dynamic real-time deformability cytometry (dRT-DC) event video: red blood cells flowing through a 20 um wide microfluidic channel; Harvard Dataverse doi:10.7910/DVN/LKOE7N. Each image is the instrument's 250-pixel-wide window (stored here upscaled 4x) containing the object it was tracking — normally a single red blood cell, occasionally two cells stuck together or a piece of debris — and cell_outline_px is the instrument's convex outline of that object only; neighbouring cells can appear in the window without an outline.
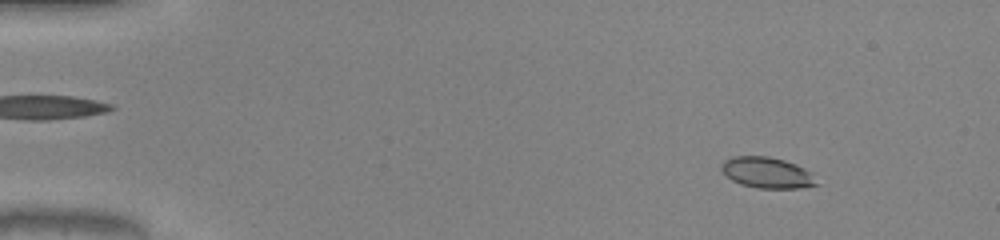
{"species": "common noctule bat (a hibernating species)", "species_latin": "Nyctalus noctula", "temperature_condition": "warm", "stored_images_in_passage": 51, "camera_frame_rate_fps": 3000, "um_per_image_px": 0.085, "animal": {"sex": "male", "body_mass_g": 20.0, "forearm_length_mm": 53.3}, "frame": {"image": 1, "passage_image": 6, "time_ms": 1.667, "image_size_px": [1000, 240], "cell_outline_px": [[820, 184], [800, 188], [756, 188], [740, 184], [732, 180], [720, 168], [720, 164], [724, 160], [732, 156], [768, 156], [784, 160], [796, 164], [812, 172]], "centroid_in_image_um": [65.22, 14.67], "position_along_channel_um": 19.8, "area_um2": 17.34}}
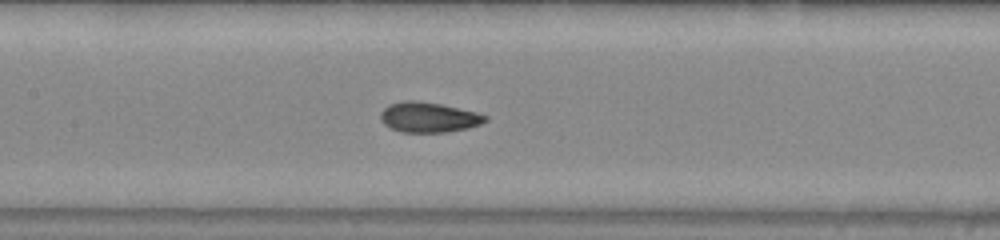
{"frame": {"image": 2, "passage_image": 25, "time_ms": 8.0, "image_size_px": [1000, 240], "cell_outline_px": [[488, 120], [480, 124], [468, 128], [448, 132], [400, 132], [384, 124], [380, 120], [380, 112], [388, 104], [404, 100], [412, 100], [440, 104], [476, 112], [488, 116]], "centroid_in_image_um": [36.42, 9.97], "position_along_channel_um": 171.0, "area_um2": 18.44}}
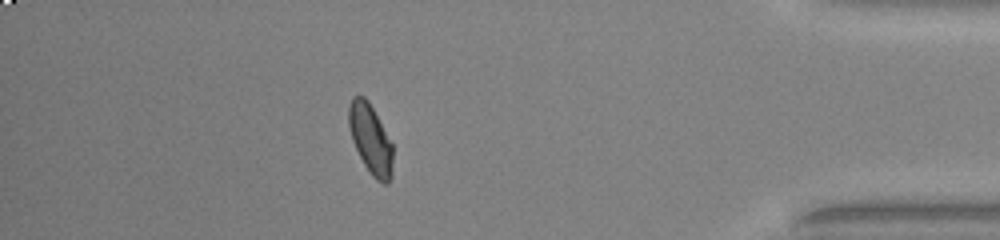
{"frame": {"image": 3, "passage_image": 45, "time_ms": 14.667, "image_size_px": [1000, 240], "cell_outline_px": [[392, 176], [388, 184], [384, 184], [376, 180], [372, 176], [364, 164], [352, 140], [348, 124], [348, 108], [352, 96], [364, 96], [368, 100], [392, 144]], "centroid_in_image_um": [31.48, 11.84], "position_along_channel_um": 403.7, "area_um2": 17.74}, "authors_computed_cell_mechanics": {"area_um2": 17.629, "velocity_mm_per_s": 4.0974, "shape_relaxation_time_tau1_ms": 7.9556, "shape_relaxation_time_tau2_ms": 0.6029, "deformation_change_tau1": 0.1836, "deformation_change_tau2": 0.0436}}